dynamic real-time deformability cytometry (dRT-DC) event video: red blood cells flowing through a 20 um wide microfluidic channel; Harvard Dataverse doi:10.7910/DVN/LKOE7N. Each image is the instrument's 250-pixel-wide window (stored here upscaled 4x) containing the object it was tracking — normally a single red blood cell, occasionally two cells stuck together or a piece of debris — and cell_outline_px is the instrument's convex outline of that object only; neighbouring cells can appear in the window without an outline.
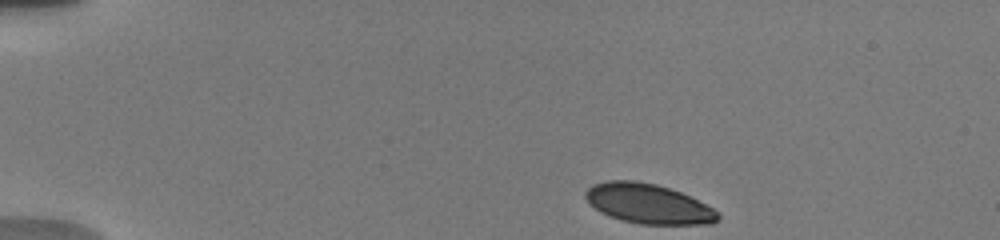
{"species": "human", "species_latin": "Homo sapiens", "temperature_condition": "warm", "stored_images_in_passage": 13, "camera_frame_rate_fps": 3000, "um_per_image_px": 0.085, "donor": {"sex": "male"}, "frame": {"image": 1, "passage_image": 1, "time_ms": 0.0, "image_size_px": [1000, 240], "cell_outline_px": [[720, 216], [712, 224], [640, 224], [620, 220], [600, 212], [588, 204], [584, 196], [584, 192], [592, 184], [608, 180], [632, 180], [656, 184], [680, 192], [712, 208]], "centroid_in_image_um": [55.02, 17.31], "position_along_channel_um": 30.0, "area_um2": 30.58}}
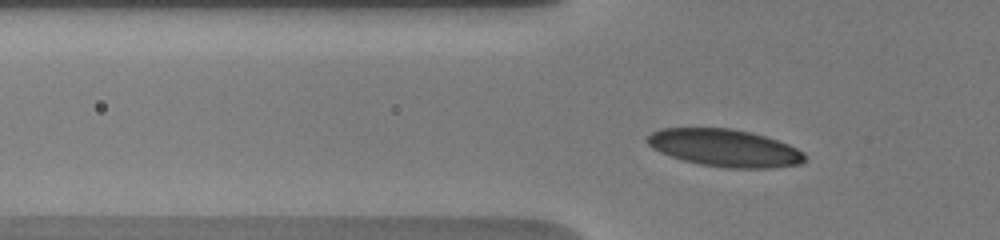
{"frame": {"image": 2, "passage_image": 10, "time_ms": 3.0, "image_size_px": [1000, 240], "cell_outline_px": [[804, 160], [800, 164], [768, 168], [732, 168], [700, 164], [684, 160], [660, 152], [652, 148], [648, 144], [648, 136], [652, 132], [660, 128], [728, 128], [752, 132], [788, 144], [804, 152]], "centroid_in_image_um": [61.59, 12.57], "position_along_channel_um": 64.2, "area_um2": 33.99}}
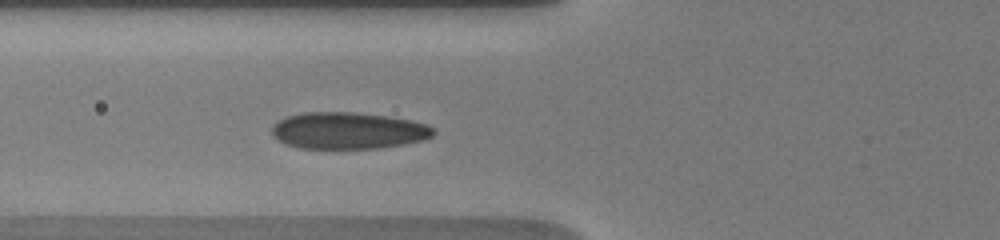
{"frame": {"image": 3, "passage_image": 13, "time_ms": 4.0, "image_size_px": [1000, 240], "cell_outline_px": [[436, 132], [432, 136], [424, 140], [404, 144], [380, 148], [300, 148], [288, 144], [272, 136], [272, 124], [284, 116], [304, 112], [356, 112], [388, 116], [428, 124]], "centroid_in_image_um": [29.58, 11.09], "position_along_channel_um": 96.2, "area_um2": 34.68}}